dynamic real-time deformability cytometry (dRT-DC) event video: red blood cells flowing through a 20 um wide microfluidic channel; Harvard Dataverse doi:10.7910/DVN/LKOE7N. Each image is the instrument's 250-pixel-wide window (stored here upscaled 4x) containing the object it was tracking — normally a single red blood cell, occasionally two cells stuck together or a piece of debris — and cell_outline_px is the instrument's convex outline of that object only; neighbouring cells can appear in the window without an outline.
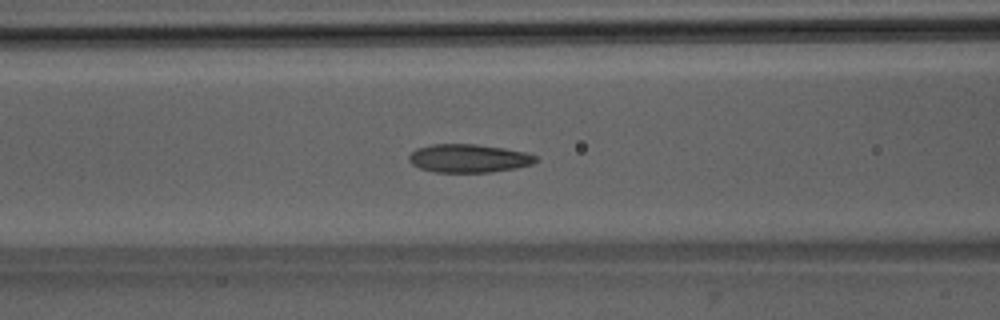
{"species": "Egyptian fruit bat (a non-hibernating species)", "species_latin": "Rousettus aegyptiacus", "temperature_condition": "room temperature", "stored_images_in_passage": 53, "segment_of_instrument_passage": [1, 2], "camera_frame_rate_fps": 3000, "um_per_image_px": 0.085, "animal": {"sex": "male"}, "frame": {"image": 1, "passage_image": 22, "time_ms": 7.0, "image_size_px": [1000, 320], "cell_outline_px": [[536, 160], [532, 164], [516, 168], [492, 172], [436, 172], [420, 168], [412, 164], [408, 160], [408, 156], [416, 148], [432, 144], [476, 144], [504, 148], [524, 152], [536, 156]], "centroid_in_image_um": [39.81, 13.45], "position_along_channel_um": 126.8, "area_um2": 20.87}}
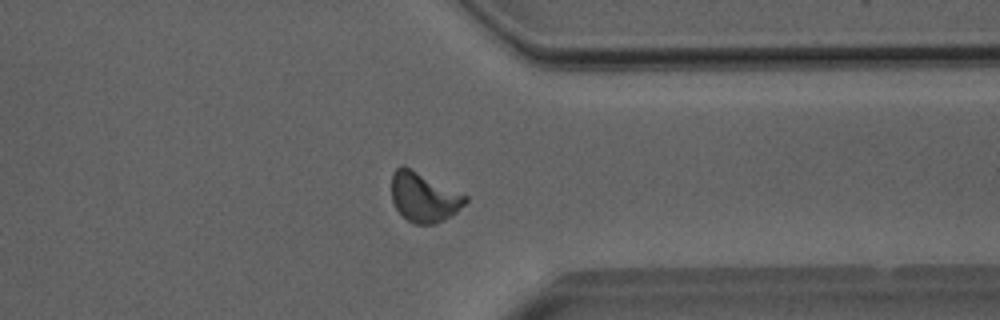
{"frame": {"image": 2, "passage_image": 41, "time_ms": 13.333, "image_size_px": [1000, 320], "cell_outline_px": [[468, 200], [456, 212], [444, 220], [436, 224], [412, 224], [396, 208], [392, 200], [392, 172], [400, 164], [404, 164], [468, 196]], "centroid_in_image_um": [36.02, 16.73], "position_along_channel_um": 375.4, "area_um2": 21.44}}
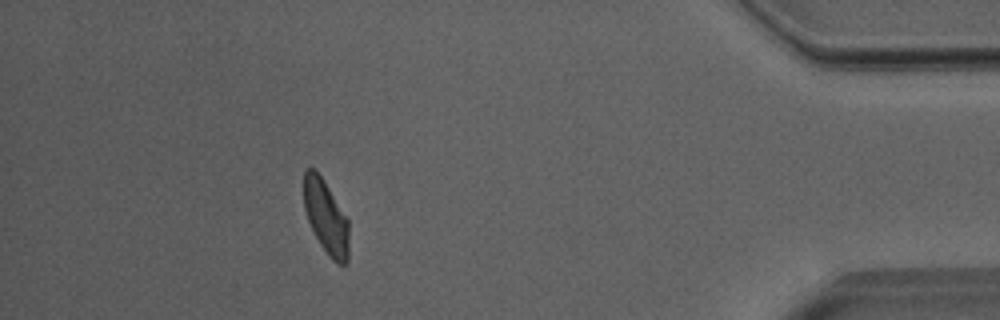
{"frame": {"image": 3, "passage_image": 47, "time_ms": 15.333, "image_size_px": [1000, 320], "cell_outline_px": [[348, 260], [344, 264], [336, 264], [328, 256], [320, 244], [308, 220], [304, 208], [304, 168], [316, 168], [324, 180], [348, 220]], "centroid_in_image_um": [27.69, 18.43], "position_along_channel_um": 407.5, "area_um2": 19.31}}